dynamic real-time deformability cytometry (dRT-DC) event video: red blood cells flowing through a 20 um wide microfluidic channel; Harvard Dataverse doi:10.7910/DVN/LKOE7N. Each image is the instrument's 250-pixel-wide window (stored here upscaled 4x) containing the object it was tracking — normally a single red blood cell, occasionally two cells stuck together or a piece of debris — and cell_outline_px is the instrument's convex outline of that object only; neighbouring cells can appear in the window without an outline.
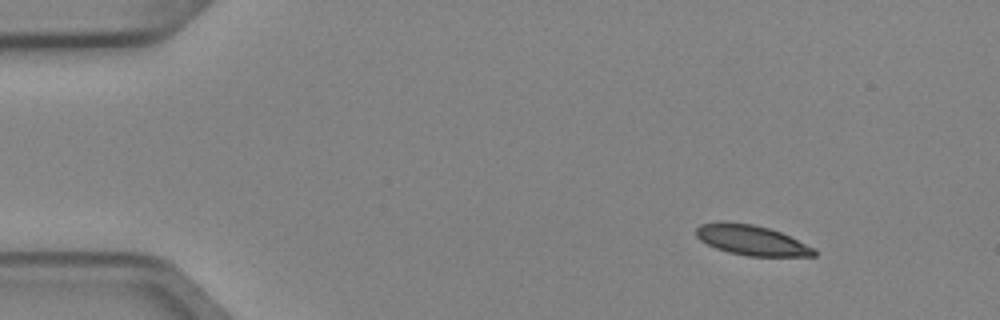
{"species": "Egyptian fruit bat (a non-hibernating species)", "species_latin": "Rousettus aegyptiacus", "temperature_condition": "cold", "stored_images_in_passage": 6, "camera_frame_rate_fps": 3000, "um_per_image_px": 0.085, "animal": {"sex": "female"}, "frame": {"image": 1, "passage_image": 1, "time_ms": 0.0, "image_size_px": [1000, 320], "cell_outline_px": [[816, 256], [748, 256], [728, 252], [716, 248], [700, 240], [696, 236], [696, 228], [700, 224], [724, 220], [752, 224], [768, 228], [780, 232], [816, 248]], "centroid_in_image_um": [63.87, 20.4], "position_along_channel_um": 21.1, "area_um2": 20.81}}
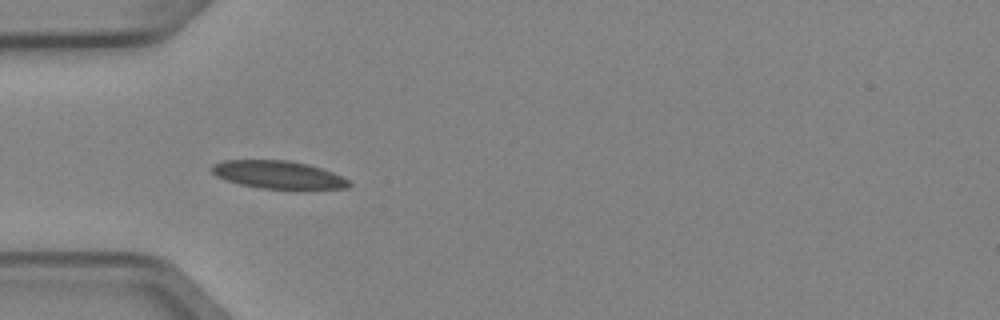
{"frame": {"image": 2, "passage_image": 4, "time_ms": 1.0, "image_size_px": [1000, 320], "cell_outline_px": [[352, 184], [348, 188], [304, 192], [260, 188], [240, 184], [216, 176], [208, 168], [212, 164], [224, 160], [288, 160], [308, 164], [332, 172], [348, 180]], "centroid_in_image_um": [23.71, 14.9], "position_along_channel_um": 61.3, "area_um2": 23.24}}
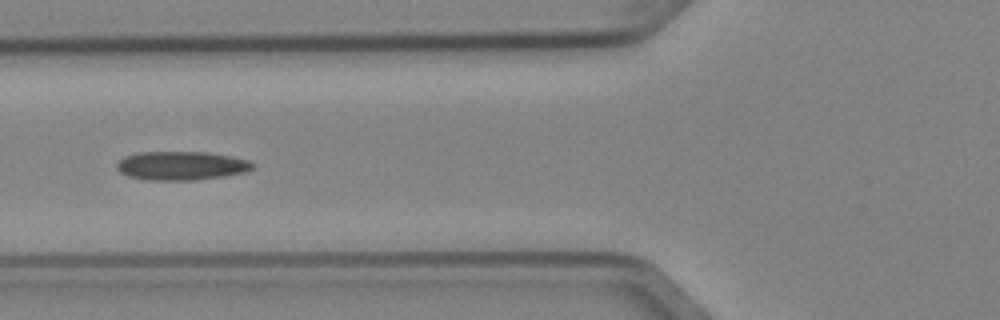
{"frame": {"image": 3, "passage_image": 5, "time_ms": 1.333, "image_size_px": [1000, 320], "cell_outline_px": [[252, 168], [244, 172], [224, 176], [196, 180], [148, 180], [128, 176], [120, 172], [116, 168], [116, 164], [124, 156], [140, 152], [208, 152], [232, 156], [248, 160], [252, 164]], "centroid_in_image_um": [15.38, 14.08], "position_along_channel_um": 110.4, "area_um2": 22.72}}